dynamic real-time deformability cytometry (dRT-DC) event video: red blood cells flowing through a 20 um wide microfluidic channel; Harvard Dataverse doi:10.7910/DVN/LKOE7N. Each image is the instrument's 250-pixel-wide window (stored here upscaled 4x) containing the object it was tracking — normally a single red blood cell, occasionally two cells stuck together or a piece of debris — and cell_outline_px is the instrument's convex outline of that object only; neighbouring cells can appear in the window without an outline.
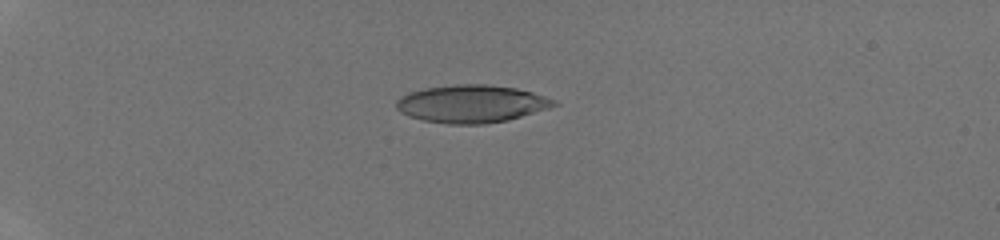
{"species": "human", "species_latin": "Homo sapiens", "temperature_condition": "room temperature", "stored_images_in_passage": 33, "camera_frame_rate_fps": 3000, "um_per_image_px": 0.085, "donor": {"sex": "male"}, "frame": {"image": 1, "passage_image": 1, "time_ms": 0.0, "image_size_px": [1000, 240], "cell_outline_px": [[560, 104], [548, 108], [508, 120], [484, 124], [448, 124], [424, 120], [408, 116], [400, 112], [396, 108], [396, 100], [400, 96], [408, 92], [424, 88], [460, 84], [488, 84], [516, 88], [532, 92], [556, 100]], "centroid_in_image_um": [40.06, 8.82], "position_along_channel_um": 44.9, "area_um2": 34.68}}
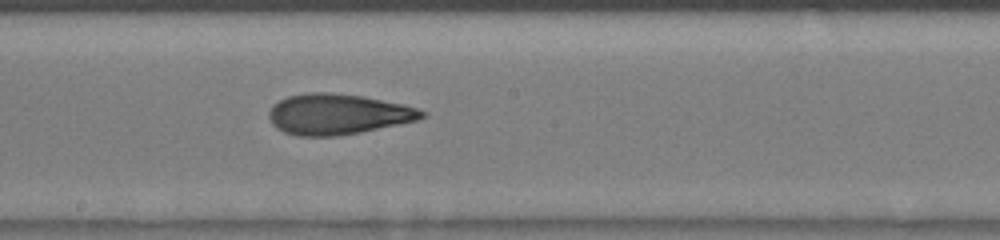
{"frame": {"image": 2, "passage_image": 16, "time_ms": 5.0, "image_size_px": [1000, 240], "cell_outline_px": [[428, 116], [416, 120], [400, 124], [360, 132], [336, 136], [296, 136], [284, 132], [276, 128], [272, 124], [268, 116], [268, 112], [272, 104], [288, 96], [308, 92], [328, 92], [364, 96], [404, 104], [416, 108], [424, 112]], "centroid_in_image_um": [28.69, 9.7], "position_along_channel_um": 219.5, "area_um2": 36.36}}
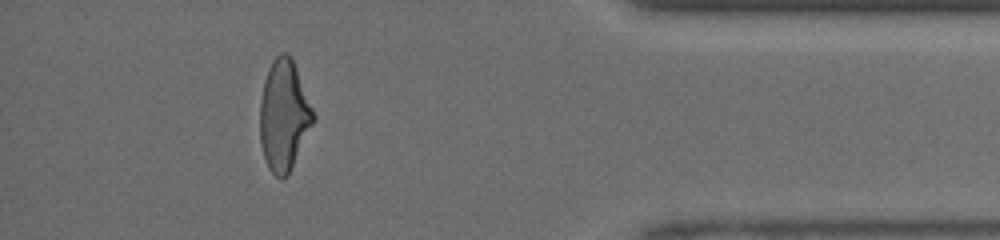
{"frame": {"image": 3, "passage_image": 30, "time_ms": 9.667, "image_size_px": [1000, 240], "cell_outline_px": [[316, 120], [284, 180], [280, 180], [268, 168], [264, 156], [260, 140], [260, 100], [264, 80], [268, 68], [272, 60], [280, 52], [284, 52], [292, 56], [316, 116]], "centroid_in_image_um": [24.14, 9.78], "position_along_channel_um": 411.1, "area_um2": 34.56}}